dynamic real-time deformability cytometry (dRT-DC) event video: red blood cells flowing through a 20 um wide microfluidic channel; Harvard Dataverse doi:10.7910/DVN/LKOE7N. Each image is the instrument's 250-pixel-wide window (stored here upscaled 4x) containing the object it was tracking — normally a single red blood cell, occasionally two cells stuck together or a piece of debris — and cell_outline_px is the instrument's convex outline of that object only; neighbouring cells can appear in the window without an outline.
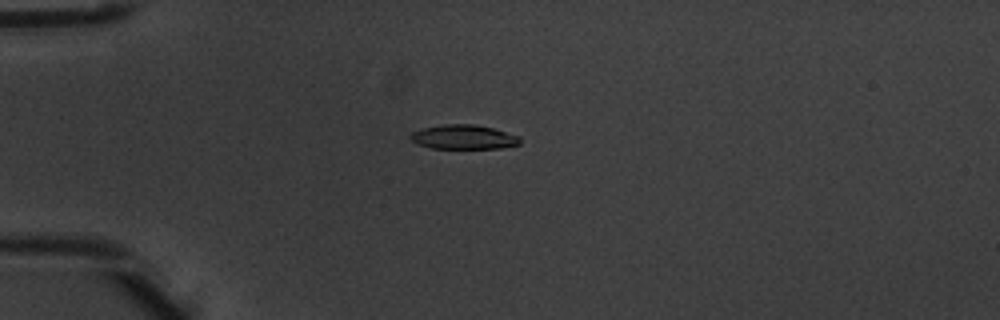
{"species": "common noctule bat (a hibernating species)", "species_latin": "Nyctalus noctula", "temperature_condition": "warm", "stored_images_in_passage": 4, "camera_frame_rate_fps": 3000, "um_per_image_px": 0.085, "animal": {"sex": "male", "body_mass_g": 20.1, "forearm_length_mm": 53.5}, "frame": {"image": 1, "passage_image": 3, "time_ms": 0.667, "image_size_px": [1000, 320], "cell_outline_px": [[520, 144], [500, 148], [432, 148], [420, 144], [412, 140], [408, 136], [412, 132], [420, 128], [448, 124], [472, 124], [492, 128], [520, 136]], "centroid_in_image_um": [39.41, 11.64], "position_along_channel_um": 45.6, "area_um2": 15.37}}